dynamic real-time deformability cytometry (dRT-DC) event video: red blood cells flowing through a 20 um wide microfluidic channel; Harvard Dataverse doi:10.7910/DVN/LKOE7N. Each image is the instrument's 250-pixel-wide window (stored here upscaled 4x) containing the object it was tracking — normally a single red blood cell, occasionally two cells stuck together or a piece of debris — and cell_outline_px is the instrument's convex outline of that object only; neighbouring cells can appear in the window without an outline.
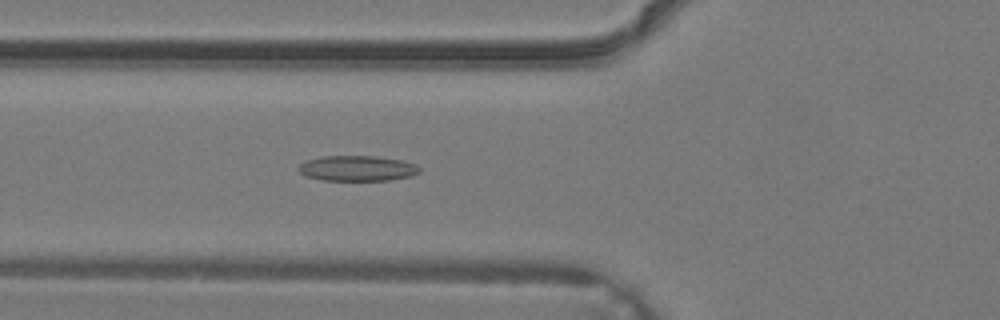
{"species": "common noctule bat (a hibernating species)", "species_latin": "Nyctalus noctula", "temperature_condition": "warm", "stored_images_in_passage": 37, "camera_frame_rate_fps": 3000, "um_per_image_px": 0.085, "animal": {"sex": "male", "body_mass_g": 19.2, "forearm_length_mm": 51.8}, "frame": {"image": 1, "passage_image": 14, "time_ms": 4.333, "image_size_px": [1000, 320], "cell_outline_px": [[420, 172], [412, 176], [388, 180], [324, 180], [308, 176], [300, 172], [296, 168], [300, 164], [308, 160], [320, 156], [376, 156], [400, 160], [416, 164], [420, 168]], "centroid_in_image_um": [30.38, 14.3], "position_along_channel_um": 95.4, "area_um2": 17.8}}
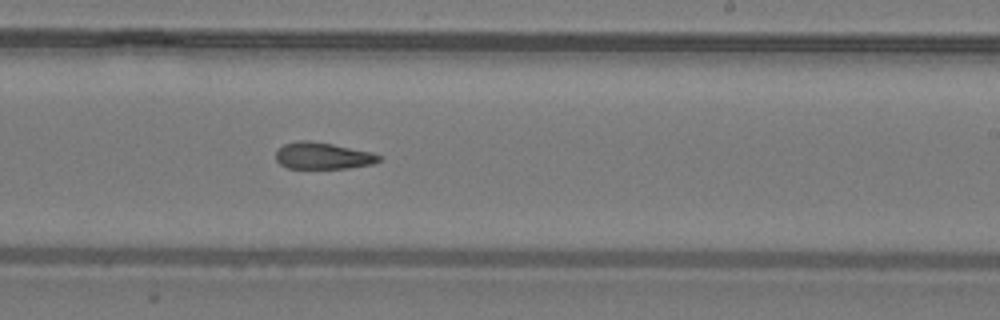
{"frame": {"image": 2, "passage_image": 23, "time_ms": 7.333, "image_size_px": [1000, 320], "cell_outline_px": [[380, 160], [372, 164], [348, 168], [288, 168], [280, 164], [276, 160], [276, 152], [284, 144], [296, 140], [308, 140], [332, 144], [372, 152], [380, 156]], "centroid_in_image_um": [27.42, 13.24], "position_along_channel_um": 261.6, "area_um2": 15.95}}
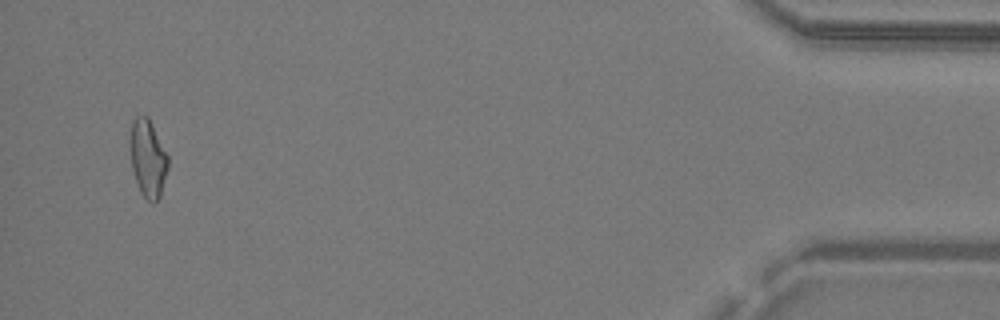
{"frame": {"image": 3, "passage_image": 36, "time_ms": 11.667, "image_size_px": [1000, 320], "cell_outline_px": [[168, 168], [160, 196], [152, 204], [140, 192], [132, 168], [132, 120], [136, 116], [148, 116], [168, 156]], "centroid_in_image_um": [12.6, 13.49], "position_along_channel_um": 422.6, "area_um2": 16.53}}